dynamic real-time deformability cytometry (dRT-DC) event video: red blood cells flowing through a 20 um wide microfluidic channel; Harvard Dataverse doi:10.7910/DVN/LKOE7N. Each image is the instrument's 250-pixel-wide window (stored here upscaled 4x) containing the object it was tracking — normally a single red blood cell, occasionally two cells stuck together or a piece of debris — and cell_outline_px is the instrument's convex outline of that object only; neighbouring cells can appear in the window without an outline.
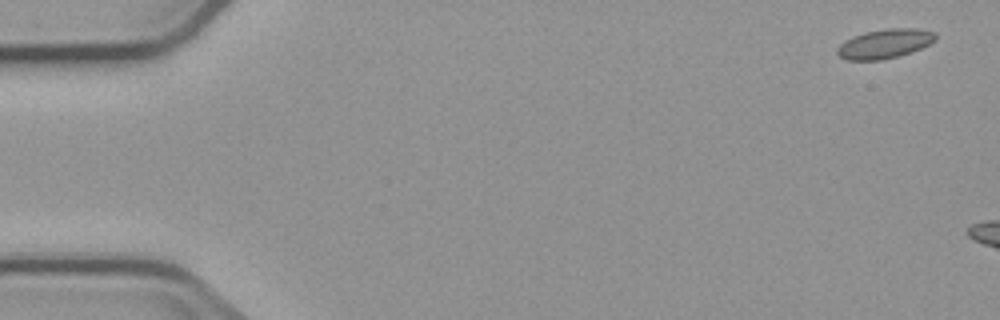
{"species": "common noctule bat (a hibernating species)", "species_latin": "Nyctalus noctula", "temperature_condition": "cold", "stored_images_in_passage": 3, "camera_frame_rate_fps": 3000, "um_per_image_px": 0.085, "animal": {"sex": "male", "body_mass_g": 23.1, "forearm_length_mm": 52.7}, "frame": {"image": 1, "passage_image": 1, "time_ms": 0.0, "image_size_px": [1000, 320], "cell_outline_px": [[936, 40], [912, 52], [880, 60], [848, 60], [840, 56], [836, 52], [836, 48], [844, 40], [852, 36], [864, 32], [888, 28], [916, 28], [936, 32]], "centroid_in_image_um": [75.18, 3.7], "position_along_channel_um": 9.8, "area_um2": 16.82}}